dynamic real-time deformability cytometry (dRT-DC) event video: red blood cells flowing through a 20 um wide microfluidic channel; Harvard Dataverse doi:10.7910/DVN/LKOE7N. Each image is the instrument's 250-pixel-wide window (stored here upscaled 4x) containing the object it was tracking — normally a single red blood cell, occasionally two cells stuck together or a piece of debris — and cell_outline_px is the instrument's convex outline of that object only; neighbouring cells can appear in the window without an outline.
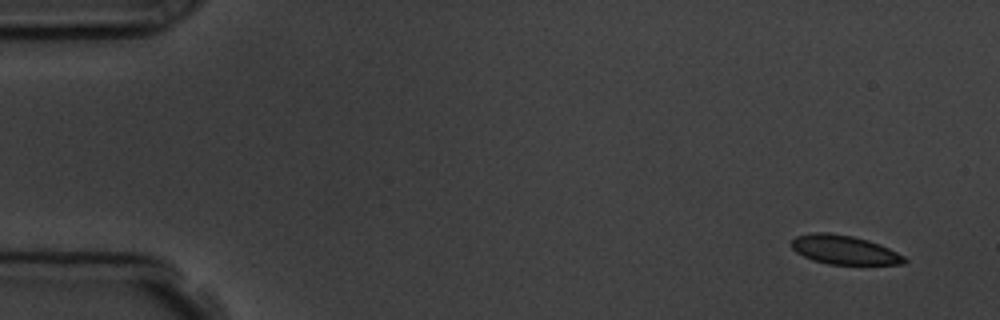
{"species": "common noctule bat (a hibernating species)", "species_latin": "Nyctalus noctula", "temperature_condition": "room temperature", "stored_images_in_passage": 5, "segment_of_instrument_passage": [1, 2], "camera_frame_rate_fps": 3000, "um_per_image_px": 0.085, "animal": {"sex": "male", "body_mass_g": 19.5, "forearm_length_mm": 54.6}, "frame": {"image": 1, "passage_image": 1, "time_ms": 0.0, "image_size_px": [1000, 320], "cell_outline_px": [[908, 260], [904, 264], [828, 264], [812, 260], [796, 252], [792, 248], [792, 240], [796, 236], [812, 232], [828, 232], [852, 236], [868, 240], [880, 244], [904, 256]], "centroid_in_image_um": [71.75, 21.23], "position_along_channel_um": 13.3, "area_um2": 19.02}}